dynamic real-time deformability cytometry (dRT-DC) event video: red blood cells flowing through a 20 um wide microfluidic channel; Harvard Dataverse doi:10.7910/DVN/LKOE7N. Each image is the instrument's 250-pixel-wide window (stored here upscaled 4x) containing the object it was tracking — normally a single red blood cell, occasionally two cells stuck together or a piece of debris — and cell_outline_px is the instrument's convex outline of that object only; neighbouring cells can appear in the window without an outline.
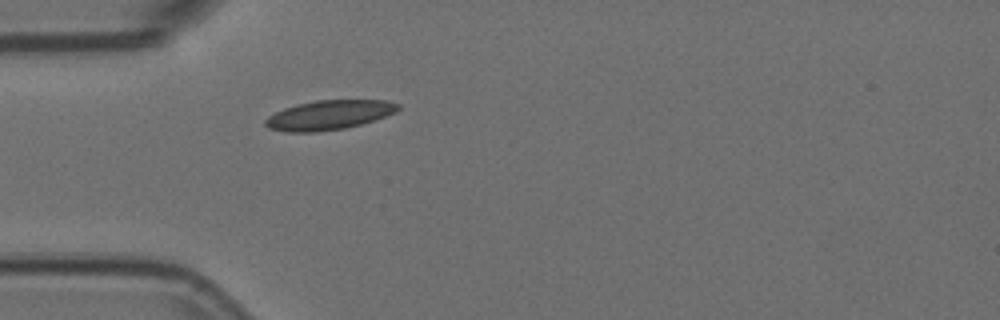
{"species": "Egyptian fruit bat (a non-hibernating species)", "species_latin": "Rousettus aegyptiacus", "temperature_condition": "room temperature", "stored_images_in_passage": 4, "camera_frame_rate_fps": 3000, "um_per_image_px": 0.085, "animal": {"sex": "female"}, "frame": {"image": 1, "passage_image": 4, "time_ms": 1.0, "image_size_px": [1000, 320], "cell_outline_px": [[400, 108], [396, 112], [360, 124], [344, 128], [316, 132], [288, 132], [268, 128], [264, 124], [264, 120], [268, 116], [284, 108], [296, 104], [316, 100], [388, 100], [400, 104]], "centroid_in_image_um": [27.94, 9.77], "position_along_channel_um": 57.1, "area_um2": 22.72}}